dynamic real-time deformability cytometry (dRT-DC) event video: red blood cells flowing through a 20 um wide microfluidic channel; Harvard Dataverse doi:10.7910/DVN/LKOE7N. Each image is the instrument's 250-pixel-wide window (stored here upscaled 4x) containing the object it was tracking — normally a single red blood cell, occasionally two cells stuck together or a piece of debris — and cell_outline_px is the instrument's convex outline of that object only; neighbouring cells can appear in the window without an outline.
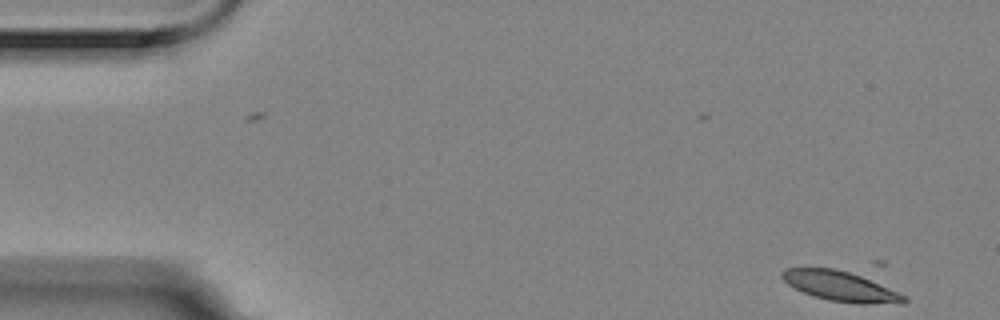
{"species": "Egyptian fruit bat (a non-hibernating species)", "species_latin": "Rousettus aegyptiacus", "temperature_condition": "room temperature", "stored_images_in_passage": 4, "camera_frame_rate_fps": 3000, "um_per_image_px": 0.085, "animal": {"sex": "female"}, "frame": {"image": 1, "passage_image": 1, "time_ms": 0.0, "image_size_px": [1000, 320], "cell_outline_px": [[908, 300], [904, 304], [856, 304], [828, 300], [812, 296], [788, 284], [780, 276], [780, 272], [784, 268], [836, 268], [860, 276], [908, 296]], "centroid_in_image_um": [71.47, 24.35], "position_along_channel_um": 13.5, "area_um2": 21.33}}